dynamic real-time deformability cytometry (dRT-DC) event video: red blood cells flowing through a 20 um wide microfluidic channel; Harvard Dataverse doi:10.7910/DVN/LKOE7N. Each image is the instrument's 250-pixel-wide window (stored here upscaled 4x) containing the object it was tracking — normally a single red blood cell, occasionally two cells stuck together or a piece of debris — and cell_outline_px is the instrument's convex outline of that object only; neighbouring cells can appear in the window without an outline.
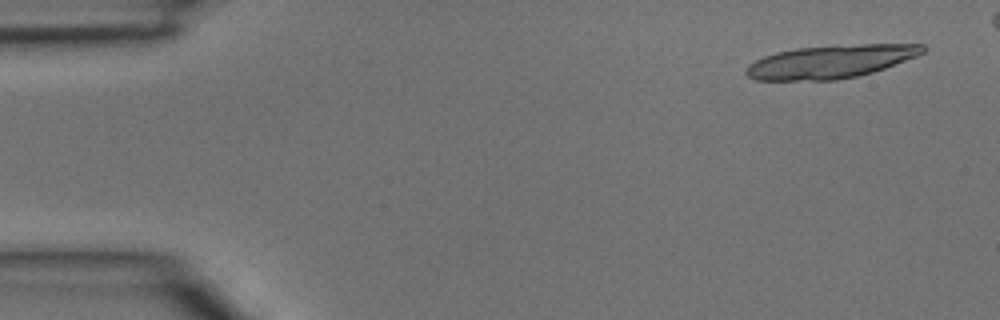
{"species": "common noctule bat (a hibernating species)", "species_latin": "Nyctalus noctula", "temperature_condition": "room temperature", "stored_images_in_passage": 5, "camera_frame_rate_fps": 3000, "um_per_image_px": 0.085, "animal": {"sex": "male", "body_mass_g": 15.6}, "frame": {"image": 1, "passage_image": 1, "time_ms": 0.0, "image_size_px": [1000, 320], "cell_outline_px": [[928, 48], [924, 52], [916, 56], [884, 68], [872, 72], [856, 76], [836, 80], [756, 80], [748, 76], [744, 72], [748, 64], [764, 56], [776, 52], [796, 48], [860, 44], [924, 44]], "centroid_in_image_um": [70.59, 5.23], "position_along_channel_um": 14.4, "area_um2": 33.93}}
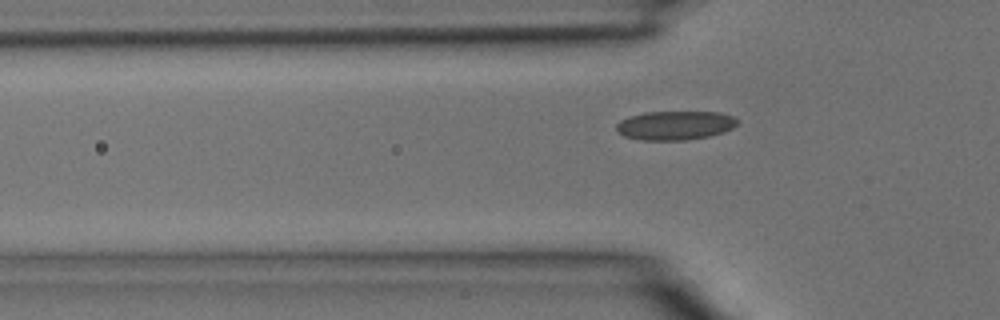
{"frame": {"image": 2, "passage_image": 5, "time_ms": 1.333, "image_size_px": [1000, 320], "cell_outline_px": [[740, 120], [732, 128], [724, 132], [708, 136], [684, 140], [640, 140], [624, 136], [616, 132], [616, 124], [620, 120], [628, 116], [644, 112], [720, 112], [732, 116]], "centroid_in_image_um": [57.35, 10.65], "position_along_channel_um": 68.5, "area_um2": 20.58}}